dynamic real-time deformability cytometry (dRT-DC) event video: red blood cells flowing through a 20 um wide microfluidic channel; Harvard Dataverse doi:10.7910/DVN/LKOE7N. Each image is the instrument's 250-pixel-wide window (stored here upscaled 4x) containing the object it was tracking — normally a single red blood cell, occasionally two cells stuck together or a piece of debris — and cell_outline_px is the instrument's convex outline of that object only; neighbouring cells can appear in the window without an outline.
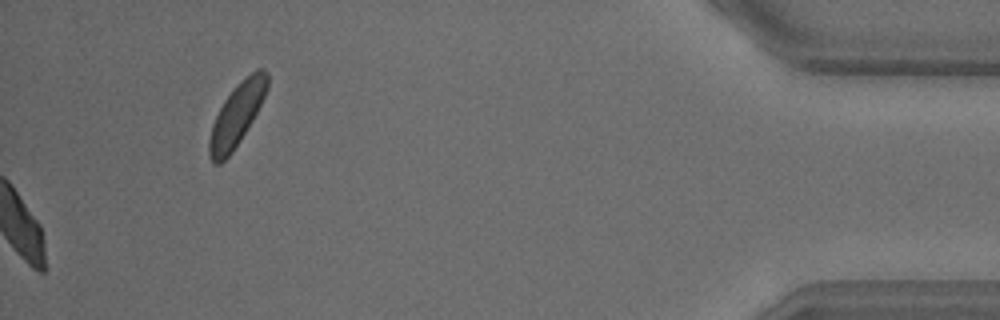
{"species": "common noctule bat (a hibernating species)", "species_latin": "Nyctalus noctula", "temperature_condition": "warm", "stored_images_in_passage": 27, "camera_frame_rate_fps": 3000, "um_per_image_px": 0.085, "animal": {"sex": "male", "body_mass_g": 18.8}, "frame": {"image": 1, "passage_image": 27, "time_ms": 8.667, "image_size_px": [1000, 320], "cell_outline_px": [[268, 88], [252, 120], [240, 140], [232, 152], [220, 164], [212, 164], [208, 156], [208, 140], [212, 124], [224, 100], [236, 84], [240, 80], [256, 68], [264, 68], [268, 72]], "centroid_in_image_um": [20.11, 9.75], "position_along_channel_um": 415.1, "area_um2": 21.15}}